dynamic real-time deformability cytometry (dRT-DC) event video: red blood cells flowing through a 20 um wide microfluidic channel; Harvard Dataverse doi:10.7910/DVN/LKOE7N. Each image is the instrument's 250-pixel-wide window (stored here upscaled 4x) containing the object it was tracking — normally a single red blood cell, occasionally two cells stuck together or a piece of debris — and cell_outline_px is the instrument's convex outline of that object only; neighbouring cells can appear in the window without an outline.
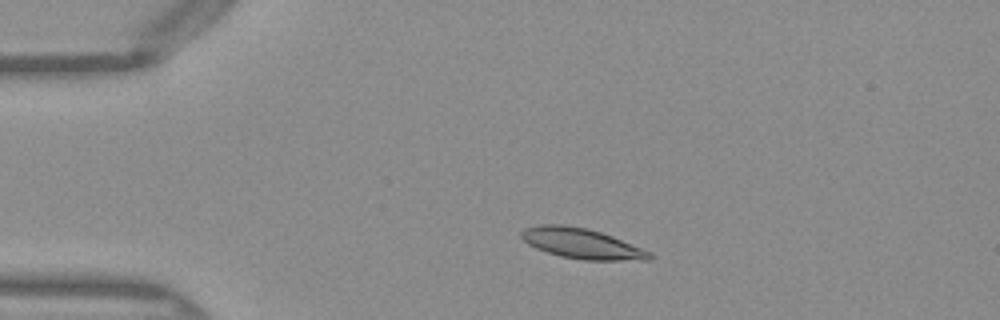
{"species": "Egyptian fruit bat (a non-hibernating species)", "species_latin": "Rousettus aegyptiacus", "temperature_condition": "warm", "stored_images_in_passage": 47, "camera_frame_rate_fps": 3000, "um_per_image_px": 0.085, "frame": {"image": 1, "passage_image": 8, "time_ms": 2.333, "image_size_px": [1000, 320], "cell_outline_px": [[652, 260], [584, 260], [560, 256], [536, 248], [528, 244], [520, 236], [520, 232], [524, 228], [544, 224], [560, 224], [588, 228], [612, 236], [652, 252]], "centroid_in_image_um": [49.45, 20.7], "position_along_channel_um": 35.6, "area_um2": 22.6}}
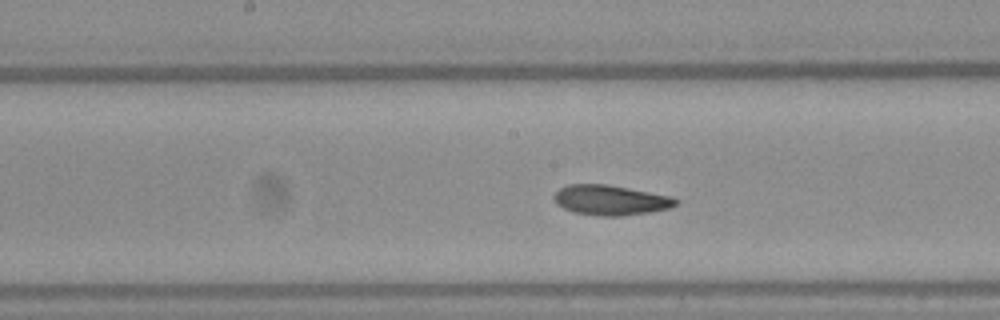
{"frame": {"image": 2, "passage_image": 23, "time_ms": 7.333, "image_size_px": [1000, 320], "cell_outline_px": [[680, 200], [676, 204], [668, 208], [648, 212], [620, 216], [596, 216], [572, 212], [556, 204], [552, 196], [560, 188], [568, 184], [608, 184], [668, 196]], "centroid_in_image_um": [51.83, 17.01], "position_along_channel_um": 196.4, "area_um2": 21.21}}
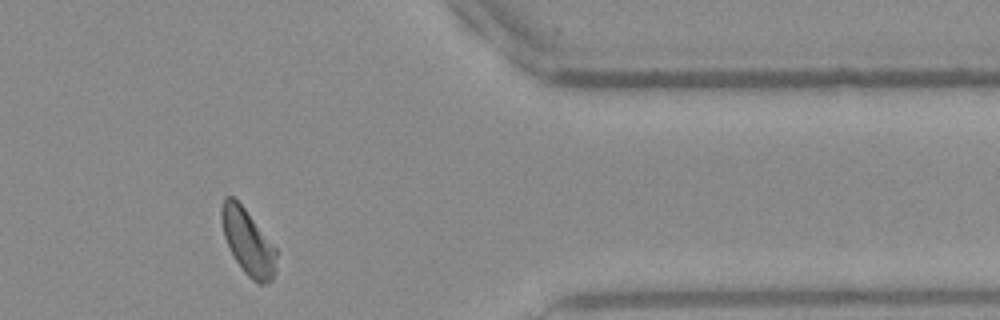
{"frame": {"image": 3, "passage_image": 39, "time_ms": 12.667, "image_size_px": [1000, 320], "cell_outline_px": [[276, 256], [272, 280], [264, 284], [260, 284], [248, 276], [244, 272], [236, 260], [224, 236], [220, 220], [220, 208], [224, 196], [232, 196], [244, 208], [276, 248]], "centroid_in_image_um": [21.03, 20.53], "position_along_channel_um": 390.4, "area_um2": 20.52}, "authors_computed_cell_mechanics": {"area_um2": 21.2704, "velocity_mm_per_s": 4.0271, "shape_relaxation_time_tau1_ms": 4.0215, "shape_relaxation_time_tau2_ms": 3.541, "deformation_change_tau1": 0.1288, "deformation_change_tau2": 0.0766}}